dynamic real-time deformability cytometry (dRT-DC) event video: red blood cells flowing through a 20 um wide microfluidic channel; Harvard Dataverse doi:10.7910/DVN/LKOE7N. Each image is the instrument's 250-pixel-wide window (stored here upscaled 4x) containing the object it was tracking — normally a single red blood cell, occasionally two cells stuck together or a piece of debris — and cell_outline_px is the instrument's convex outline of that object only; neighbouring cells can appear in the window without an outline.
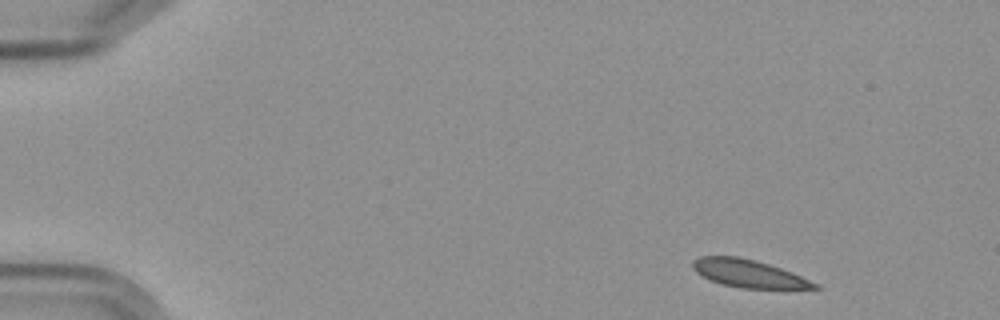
{"species": "Egyptian fruit bat (a non-hibernating species)", "species_latin": "Rousettus aegyptiacus", "temperature_condition": "cold", "stored_images_in_passage": 4, "camera_frame_rate_fps": 3000, "um_per_image_px": 0.085, "frame": {"image": 1, "passage_image": 1, "time_ms": 0.0, "image_size_px": [1000, 320], "cell_outline_px": [[820, 288], [740, 288], [720, 284], [696, 272], [692, 268], [692, 260], [700, 256], [740, 256], [756, 260], [792, 272], [820, 284]], "centroid_in_image_um": [63.62, 23.24], "position_along_channel_um": 21.4, "area_um2": 19.65}}
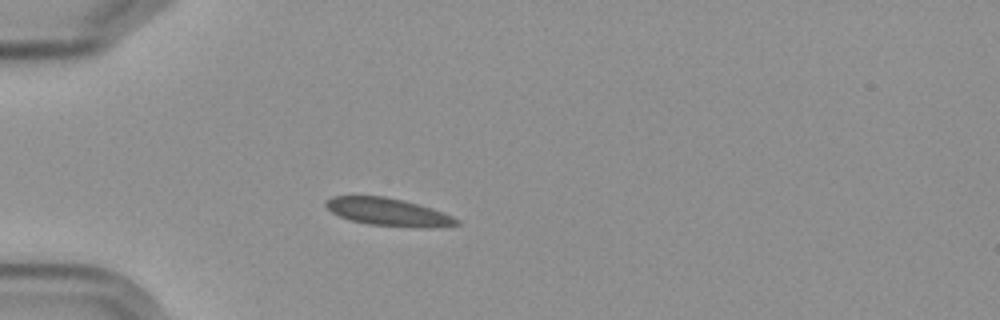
{"frame": {"image": 2, "passage_image": 4, "time_ms": 3.333, "image_size_px": [1000, 320], "cell_outline_px": [[460, 224], [436, 228], [416, 228], [368, 224], [352, 220], [340, 216], [332, 212], [324, 204], [324, 200], [332, 196], [384, 196], [432, 208], [452, 216], [460, 220]], "centroid_in_image_um": [33.02, 18.03], "position_along_channel_um": 52.0, "area_um2": 21.1}}